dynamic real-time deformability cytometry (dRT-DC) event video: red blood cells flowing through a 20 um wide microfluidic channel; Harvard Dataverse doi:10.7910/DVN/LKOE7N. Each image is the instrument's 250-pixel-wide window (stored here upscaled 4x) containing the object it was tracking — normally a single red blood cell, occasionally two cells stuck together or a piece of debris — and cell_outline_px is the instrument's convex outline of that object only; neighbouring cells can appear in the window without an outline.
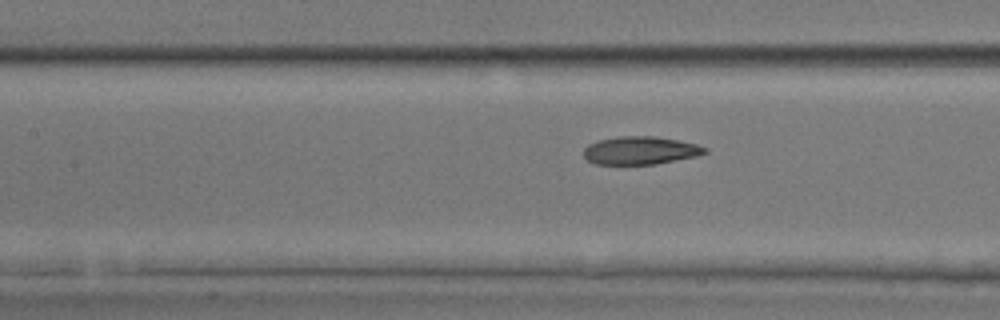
{"species": "common noctule bat (a hibernating species)", "species_latin": "Nyctalus noctula", "temperature_condition": "room temperature", "stored_images_in_passage": 7, "segment_of_instrument_passage": [2, 2], "camera_frame_rate_fps": 3000, "um_per_image_px": 0.085, "animal": {"sex": "male", "body_mass_g": 17.9, "forearm_length_mm": 54.2}, "frame": {"image": 1, "passage_image": 7, "time_ms": 2.0, "image_size_px": [1000, 320], "cell_outline_px": [[708, 152], [696, 156], [656, 164], [596, 164], [588, 160], [584, 156], [584, 148], [588, 144], [600, 140], [620, 136], [656, 136], [696, 144], [708, 148]], "centroid_in_image_um": [54.44, 12.79], "position_along_channel_um": 153.0, "area_um2": 19.65}}